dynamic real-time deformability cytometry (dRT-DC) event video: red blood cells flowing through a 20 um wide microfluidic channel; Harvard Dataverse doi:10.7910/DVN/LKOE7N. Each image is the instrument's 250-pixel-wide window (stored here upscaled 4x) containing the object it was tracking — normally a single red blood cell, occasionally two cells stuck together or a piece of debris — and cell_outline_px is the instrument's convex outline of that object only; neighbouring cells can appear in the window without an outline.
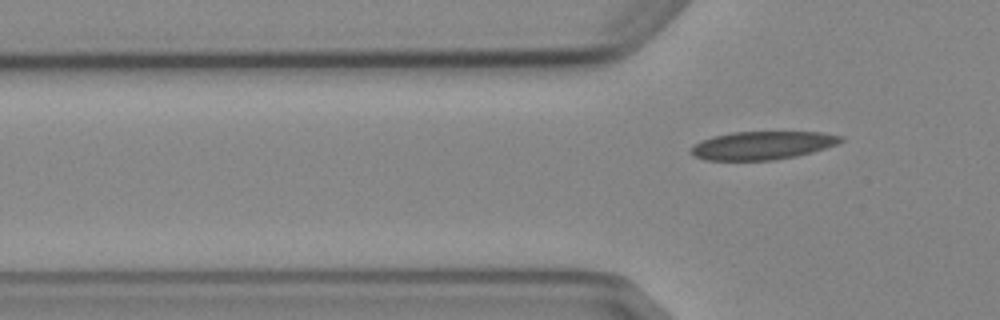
{"species": "Egyptian fruit bat (a non-hibernating species)", "species_latin": "Rousettus aegyptiacus", "temperature_condition": "cold", "stored_images_in_passage": 2, "camera_frame_rate_fps": 3000, "um_per_image_px": 0.085, "animal": {"sex": "female"}, "frame": {"image": 1, "passage_image": 2, "time_ms": 2.333, "image_size_px": [1000, 320], "cell_outline_px": [[844, 140], [836, 144], [812, 152], [796, 156], [772, 160], [704, 160], [692, 156], [692, 148], [700, 140], [712, 136], [732, 132], [820, 132], [844, 136]], "centroid_in_image_um": [64.79, 12.35], "position_along_channel_um": 61.0, "area_um2": 24.57}}